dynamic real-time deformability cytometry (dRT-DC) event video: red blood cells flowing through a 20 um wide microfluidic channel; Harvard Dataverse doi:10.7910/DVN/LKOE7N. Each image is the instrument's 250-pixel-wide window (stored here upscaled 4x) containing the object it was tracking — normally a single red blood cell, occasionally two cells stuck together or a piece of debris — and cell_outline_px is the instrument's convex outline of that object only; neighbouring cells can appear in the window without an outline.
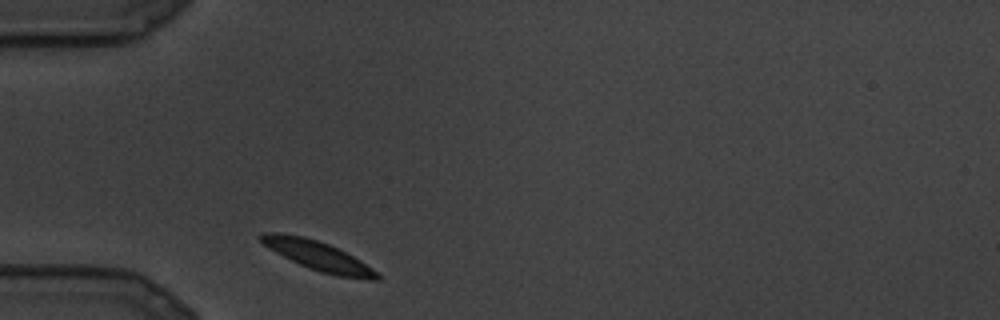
{"species": "common noctule bat (a hibernating species)", "species_latin": "Nyctalus noctula", "temperature_condition": "cold", "stored_images_in_passage": 5, "camera_frame_rate_fps": 3000, "um_per_image_px": 0.085, "animal": {"sex": "male", "body_mass_g": 19.5, "forearm_length_mm": 54.6}, "frame": {"image": 1, "passage_image": 1, "time_ms": 0.0, "image_size_px": [1000, 320], "cell_outline_px": [[380, 280], [368, 280], [340, 276], [320, 272], [308, 268], [276, 252], [264, 244], [256, 236], [260, 232], [280, 232], [304, 236], [328, 244], [360, 260], [372, 268], [380, 276]], "centroid_in_image_um": [27.0, 21.73], "position_along_channel_um": 58.0, "area_um2": 19.65}}
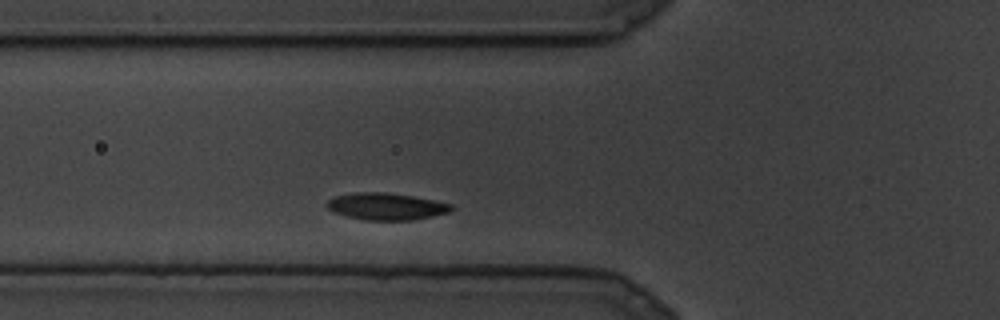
{"frame": {"image": 2, "passage_image": 3, "time_ms": 0.667, "image_size_px": [1000, 320], "cell_outline_px": [[456, 208], [448, 212], [432, 216], [412, 220], [364, 220], [332, 212], [324, 204], [328, 200], [336, 196], [356, 192], [384, 192], [412, 196], [452, 204]], "centroid_in_image_um": [32.81, 17.55], "position_along_channel_um": 93.0, "area_um2": 19.48}}
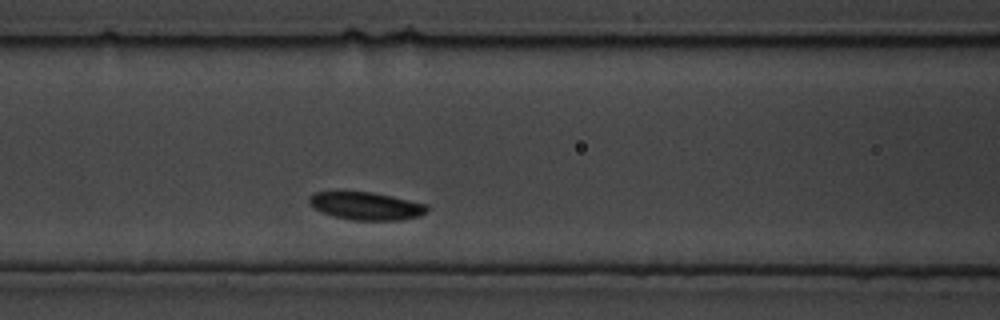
{"frame": {"image": 3, "passage_image": 5, "time_ms": 1.333, "image_size_px": [1000, 320], "cell_outline_px": [[428, 212], [420, 216], [404, 220], [352, 220], [332, 216], [312, 208], [308, 204], [308, 196], [316, 192], [372, 192], [392, 196], [428, 204]], "centroid_in_image_um": [31.13, 17.51], "position_along_channel_um": 135.5, "area_um2": 19.36}}